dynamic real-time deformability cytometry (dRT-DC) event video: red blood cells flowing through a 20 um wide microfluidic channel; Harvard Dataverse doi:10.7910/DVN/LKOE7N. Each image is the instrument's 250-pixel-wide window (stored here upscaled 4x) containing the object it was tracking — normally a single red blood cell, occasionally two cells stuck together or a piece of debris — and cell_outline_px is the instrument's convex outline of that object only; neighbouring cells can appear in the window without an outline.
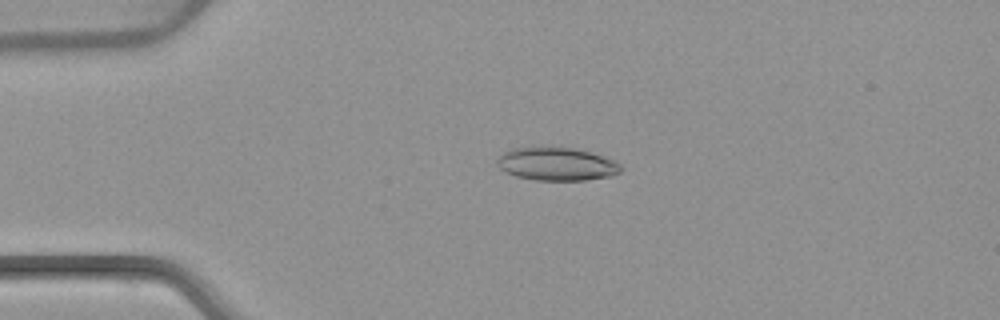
{"species": "common noctule bat (a hibernating species)", "species_latin": "Nyctalus noctula", "temperature_condition": "warm", "stored_images_in_passage": 52, "camera_frame_rate_fps": 3000, "um_per_image_px": 0.085, "animal": {"sex": "female", "body_mass_g": 22.7, "forearm_length_mm": 54.2}, "frame": {"image": 1, "passage_image": 12, "time_ms": 3.667, "image_size_px": [1000, 320], "cell_outline_px": [[624, 168], [620, 172], [612, 176], [584, 180], [536, 180], [516, 176], [504, 172], [496, 164], [496, 160], [504, 152], [512, 148], [576, 148], [592, 152], [612, 160], [620, 164]], "centroid_in_image_um": [47.33, 13.95], "position_along_channel_um": 37.7, "area_um2": 23.76}}
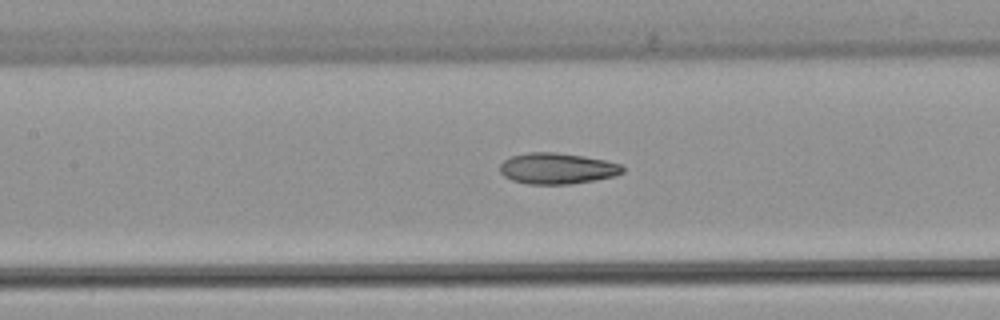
{"frame": {"image": 2, "passage_image": 24, "time_ms": 7.667, "image_size_px": [1000, 320], "cell_outline_px": [[624, 172], [616, 176], [596, 180], [568, 184], [528, 184], [512, 180], [504, 176], [500, 172], [500, 164], [504, 160], [512, 156], [528, 152], [556, 152], [584, 156], [604, 160], [620, 164], [624, 168]], "centroid_in_image_um": [47.36, 14.32], "position_along_channel_um": 160.0, "area_um2": 22.25}}
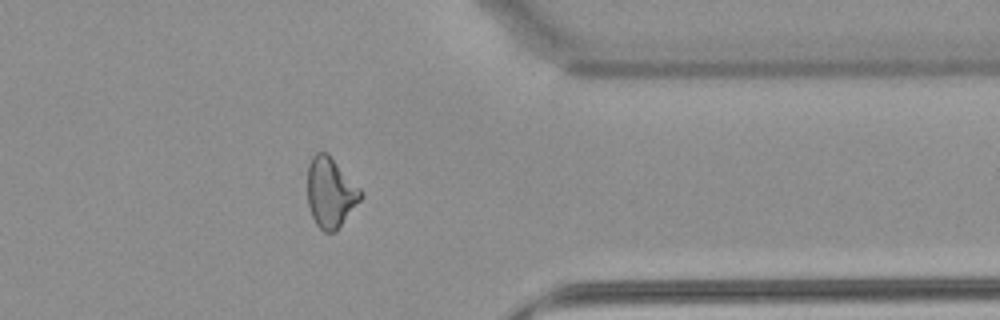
{"frame": {"image": 3, "passage_image": 42, "time_ms": 13.667, "image_size_px": [1000, 320], "cell_outline_px": [[364, 196], [336, 232], [324, 232], [316, 224], [312, 216], [308, 204], [308, 164], [312, 156], [316, 152], [328, 152], [364, 192]], "centroid_in_image_um": [28.11, 16.35], "position_along_channel_um": 383.3, "area_um2": 22.02}, "authors_computed_cell_mechanics": {"area_um2": 22.8021, "velocity_mm_per_s": 3.9179, "shape_relaxation_time_tau1_ms": null, "shape_relaxation_time_tau2_ms": 3.1258, "deformation_change_tau1": null, "deformation_change_tau2": 0.1218}}